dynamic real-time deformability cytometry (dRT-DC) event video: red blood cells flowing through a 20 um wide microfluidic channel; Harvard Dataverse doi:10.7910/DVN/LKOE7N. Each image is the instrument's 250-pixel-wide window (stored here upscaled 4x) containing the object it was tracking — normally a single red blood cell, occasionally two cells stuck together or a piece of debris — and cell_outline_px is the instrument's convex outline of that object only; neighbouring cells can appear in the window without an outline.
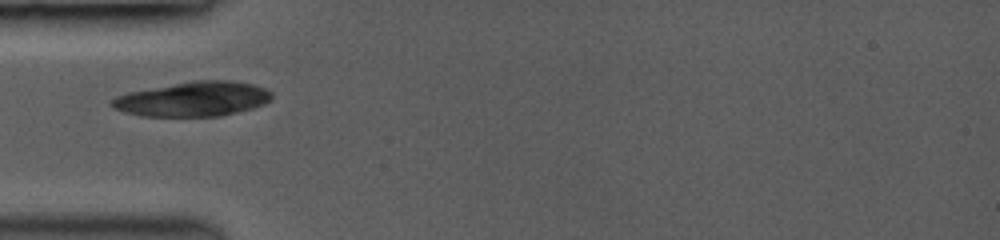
{"species": "common noctule bat (a hibernating species)", "species_latin": "Nyctalus noctula", "temperature_condition": "room temperature", "stored_images_in_passage": 2, "camera_frame_rate_fps": 3000, "um_per_image_px": 0.085, "animal": {"sex": "female", "body_mass_g": 19.0, "forearm_length_mm": 53.3}, "frame": {"image": 1, "passage_image": 1, "time_ms": 0.0, "image_size_px": [1000, 240], "cell_outline_px": [[272, 100], [264, 104], [252, 108], [220, 116], [140, 116], [124, 112], [112, 108], [108, 104], [108, 100], [116, 96], [128, 92], [192, 80], [232, 80], [252, 84], [264, 88], [272, 92]], "centroid_in_image_um": [16.37, 8.41], "position_along_channel_um": 68.6, "area_um2": 32.6}}